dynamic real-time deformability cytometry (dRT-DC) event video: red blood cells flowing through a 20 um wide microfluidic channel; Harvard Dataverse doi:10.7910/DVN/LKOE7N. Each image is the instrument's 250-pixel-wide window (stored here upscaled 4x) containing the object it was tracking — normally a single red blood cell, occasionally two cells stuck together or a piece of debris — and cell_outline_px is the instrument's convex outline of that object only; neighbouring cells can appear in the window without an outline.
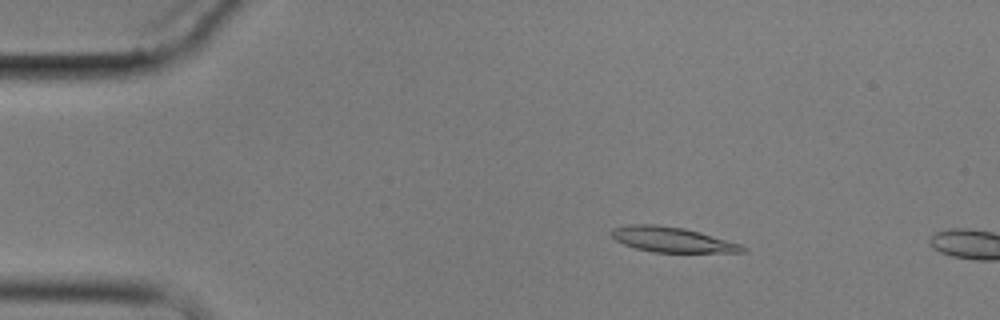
{"species": "common noctule bat (a hibernating species)", "species_latin": "Nyctalus noctula", "temperature_condition": "cold", "stored_images_in_passage": 4, "camera_frame_rate_fps": 3000, "um_per_image_px": 0.085, "animal": {"sex": "male", "body_mass_g": 17.9}, "frame": {"image": 1, "passage_image": 3, "time_ms": 2.333, "image_size_px": [1000, 320], "cell_outline_px": [[748, 252], [652, 252], [636, 248], [624, 244], [616, 240], [608, 232], [612, 228], [628, 224], [656, 224], [684, 228], [700, 232], [740, 244], [748, 248]], "centroid_in_image_um": [57.1, 20.36], "position_along_channel_um": 27.9, "area_um2": 19.25}}